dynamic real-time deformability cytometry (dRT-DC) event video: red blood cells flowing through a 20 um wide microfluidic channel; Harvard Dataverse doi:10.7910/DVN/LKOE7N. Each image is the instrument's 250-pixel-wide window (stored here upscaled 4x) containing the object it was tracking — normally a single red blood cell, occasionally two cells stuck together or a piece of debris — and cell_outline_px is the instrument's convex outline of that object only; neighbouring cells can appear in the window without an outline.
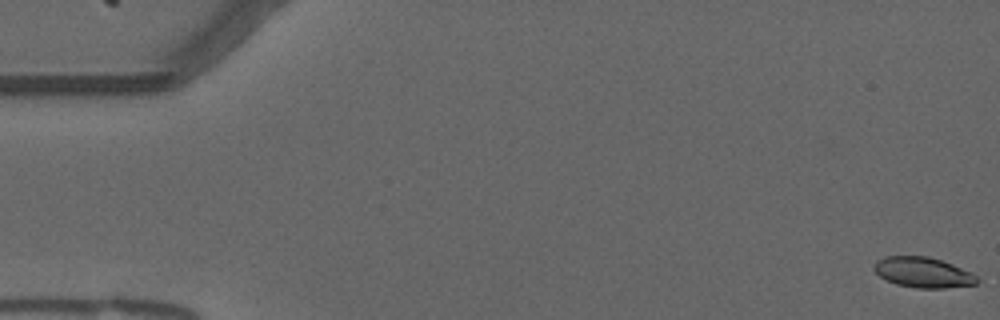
{"species": "common noctule bat (a hibernating species)", "species_latin": "Nyctalus noctula", "temperature_condition": "warm", "stored_images_in_passage": 15, "camera_frame_rate_fps": 3000, "um_per_image_px": 0.085, "animal": {"sex": "male", "forearm_length_mm": 52.5}, "frame": {"image": 1, "passage_image": 1, "time_ms": 0.0, "image_size_px": [1000, 320], "cell_outline_px": [[984, 276], [976, 284], [944, 288], [916, 288], [896, 284], [880, 276], [872, 268], [876, 260], [884, 256], [928, 256], [952, 264]], "centroid_in_image_um": [78.53, 23.15], "position_along_channel_um": 6.5, "area_um2": 18.55}}
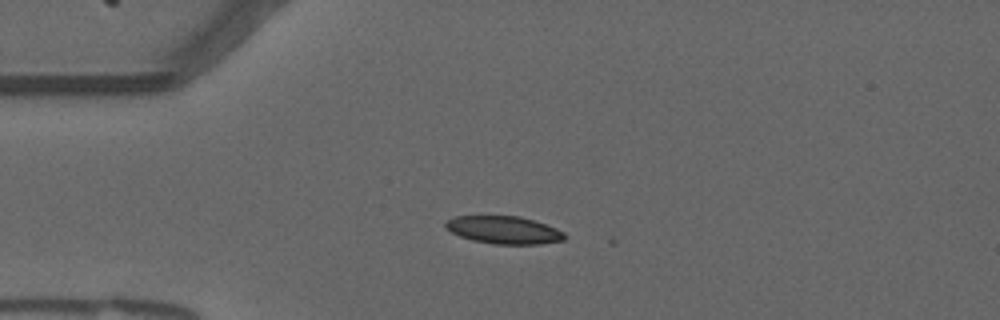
{"frame": {"image": 2, "passage_image": 14, "time_ms": 4.333, "image_size_px": [1000, 320], "cell_outline_px": [[568, 236], [564, 240], [540, 244], [496, 244], [472, 240], [460, 236], [452, 232], [444, 224], [448, 220], [456, 216], [520, 216], [556, 228], [564, 232]], "centroid_in_image_um": [42.87, 19.55], "position_along_channel_um": 42.1, "area_um2": 19.02}}